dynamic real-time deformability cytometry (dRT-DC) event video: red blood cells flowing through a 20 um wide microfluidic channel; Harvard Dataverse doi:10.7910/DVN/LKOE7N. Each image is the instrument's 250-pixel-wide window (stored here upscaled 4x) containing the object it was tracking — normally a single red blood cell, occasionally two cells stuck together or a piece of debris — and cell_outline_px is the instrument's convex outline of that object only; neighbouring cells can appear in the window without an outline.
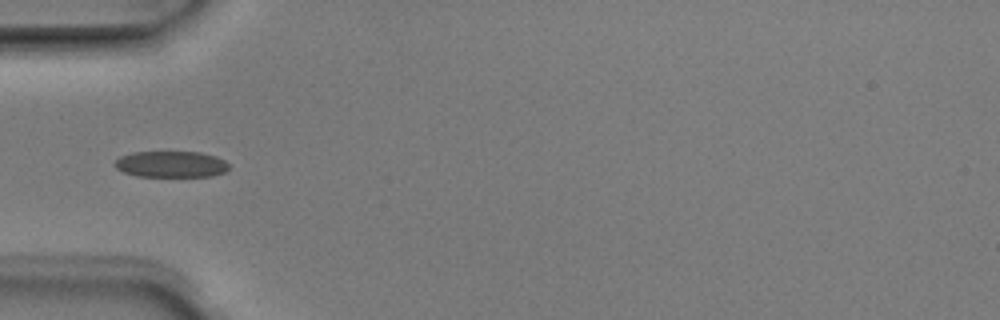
{"species": "Egyptian fruit bat (a non-hibernating species)", "species_latin": "Rousettus aegyptiacus", "temperature_condition": "room temperature", "stored_images_in_passage": 2, "camera_frame_rate_fps": 3000, "um_per_image_px": 0.085, "animal": {"sex": "male"}, "frame": {"image": 1, "passage_image": 2, "time_ms": 0.333, "image_size_px": [1000, 320], "cell_outline_px": [[228, 168], [224, 172], [212, 176], [136, 176], [124, 172], [116, 168], [112, 164], [120, 156], [132, 152], [200, 152], [216, 156], [224, 160], [228, 164]], "centroid_in_image_um": [14.51, 13.95], "position_along_channel_um": 70.5, "area_um2": 17.46}}